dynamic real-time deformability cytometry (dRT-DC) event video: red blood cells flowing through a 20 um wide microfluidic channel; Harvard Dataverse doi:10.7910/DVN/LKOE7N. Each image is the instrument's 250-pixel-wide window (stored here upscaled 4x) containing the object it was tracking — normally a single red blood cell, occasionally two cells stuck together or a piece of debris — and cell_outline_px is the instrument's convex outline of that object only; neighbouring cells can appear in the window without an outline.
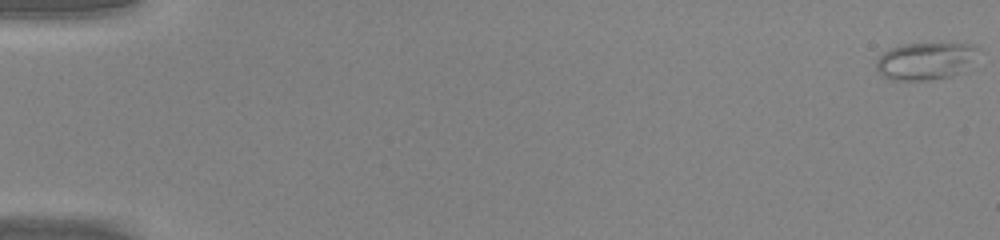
{"species": "common noctule bat (a hibernating species)", "species_latin": "Nyctalus noctula", "temperature_condition": "warm", "stored_images_in_passage": 49, "camera_frame_rate_fps": 3000, "um_per_image_px": 0.085, "animal": {"sex": "male", "body_mass_g": 20.0, "forearm_length_mm": 53.3}, "frame": {"image": 1, "passage_image": 1, "time_ms": 0.0, "image_size_px": [1000, 240], "cell_outline_px": [[980, 48], [968, 72], [952, 76], [928, 80], [892, 80], [884, 76], [876, 68], [876, 60], [884, 52], [892, 48], [904, 44], [944, 40], [976, 44]], "centroid_in_image_um": [78.81, 5.13], "position_along_channel_um": 6.2, "area_um2": 23.47}}
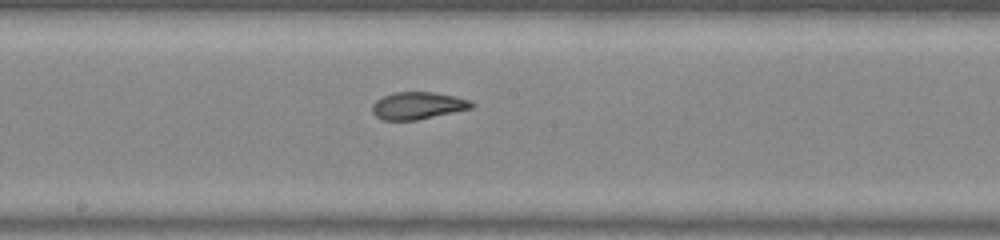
{"frame": {"image": 2, "passage_image": 28, "time_ms": 9.0, "image_size_px": [1000, 240], "cell_outline_px": [[476, 104], [472, 108], [416, 120], [384, 120], [376, 116], [372, 112], [372, 104], [376, 100], [384, 96], [396, 92], [436, 92], [456, 96], [468, 100]], "centroid_in_image_um": [35.52, 8.97], "position_along_channel_um": 212.7, "area_um2": 15.72}}
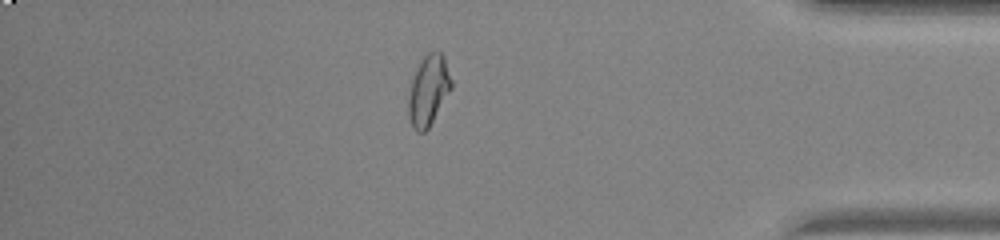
{"frame": {"image": 3, "passage_image": 43, "time_ms": 14.0, "image_size_px": [1000, 240], "cell_outline_px": [[452, 88], [428, 128], [424, 132], [416, 132], [408, 116], [408, 96], [412, 80], [416, 68], [420, 60], [428, 52], [440, 52], [444, 56], [452, 80]], "centroid_in_image_um": [36.42, 7.67], "position_along_channel_um": 398.8, "area_um2": 17.51}, "authors_computed_cell_mechanics": {"area_um2": 17.5134, "velocity_mm_per_s": 4.3074, "shape_relaxation_time_tau1_ms": 7.6983, "shape_relaxation_time_tau2_ms": 1.5591, "deformation_change_tau1": 0.2431, "deformation_change_tau2": 0.0575}}